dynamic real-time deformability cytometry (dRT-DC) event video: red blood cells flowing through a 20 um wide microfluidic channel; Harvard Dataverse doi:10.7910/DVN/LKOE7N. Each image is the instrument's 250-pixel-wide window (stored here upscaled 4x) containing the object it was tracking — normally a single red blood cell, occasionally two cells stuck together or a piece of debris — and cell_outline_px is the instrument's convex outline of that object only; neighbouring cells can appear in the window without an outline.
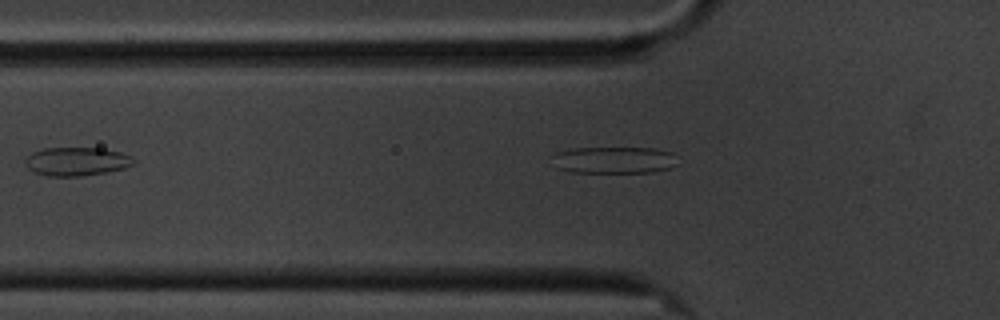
{"species": "common noctule bat (a hibernating species)", "species_latin": "Nyctalus noctula", "temperature_condition": "cold", "stored_images_in_passage": 35, "camera_frame_rate_fps": 3000, "um_per_image_px": 0.085, "animal": {"sex": "male", "body_mass_g": 20.1, "forearm_length_mm": 53.5}, "frame": {"image": 1, "passage_image": 2, "time_ms": 0.333, "image_size_px": [1000, 320], "cell_outline_px": [[680, 164], [672, 168], [652, 172], [572, 172], [556, 168], [556, 152], [572, 148], [656, 148], [672, 152]], "centroid_in_image_um": [52.3, 13.6], "position_along_channel_um": 73.5, "area_um2": 19.59}}
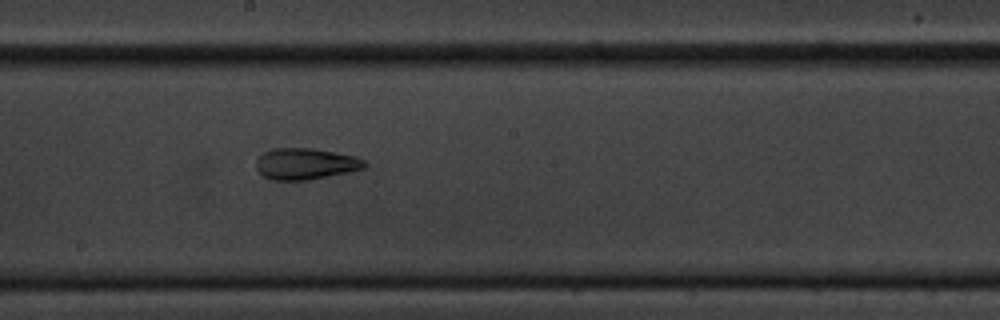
{"frame": {"image": 2, "passage_image": 15, "time_ms": 4.667, "image_size_px": [1000, 320], "cell_outline_px": [[368, 164], [364, 168], [348, 172], [308, 180], [272, 180], [264, 176], [256, 168], [256, 160], [264, 152], [272, 148], [312, 148], [336, 152], [356, 156], [364, 160]], "centroid_in_image_um": [25.98, 13.92], "position_along_channel_um": 222.2, "area_um2": 19.83}}
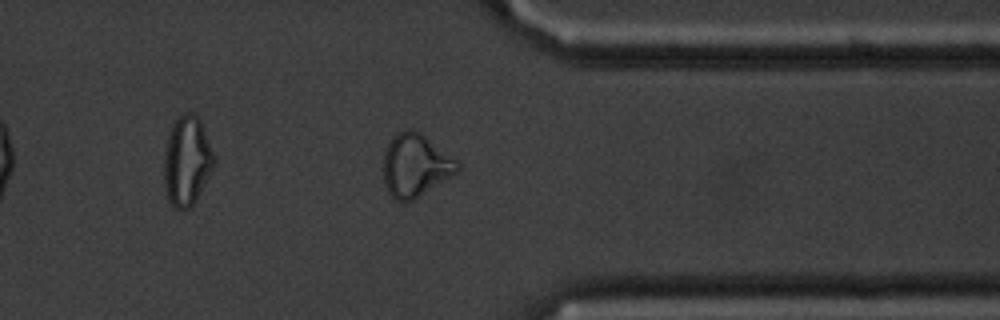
{"frame": {"image": 3, "passage_image": 29, "time_ms": 9.333, "image_size_px": [1000, 320], "cell_outline_px": [[460, 172], [412, 200], [404, 204], [396, 200], [388, 192], [384, 184], [384, 152], [388, 144], [404, 128], [412, 128], [420, 132], [456, 160], [460, 164]], "centroid_in_image_um": [35.32, 14.08], "position_along_channel_um": 376.1, "area_um2": 27.05}, "authors_computed_cell_mechanics": {"area_um2": 19.8254, "velocity_mm_per_s": 3.409, "shape_relaxation_time_tau1_ms": null, "shape_relaxation_time_tau2_ms": 3.3253, "deformation_change_tau1": null, "deformation_change_tau2": 0.13}}